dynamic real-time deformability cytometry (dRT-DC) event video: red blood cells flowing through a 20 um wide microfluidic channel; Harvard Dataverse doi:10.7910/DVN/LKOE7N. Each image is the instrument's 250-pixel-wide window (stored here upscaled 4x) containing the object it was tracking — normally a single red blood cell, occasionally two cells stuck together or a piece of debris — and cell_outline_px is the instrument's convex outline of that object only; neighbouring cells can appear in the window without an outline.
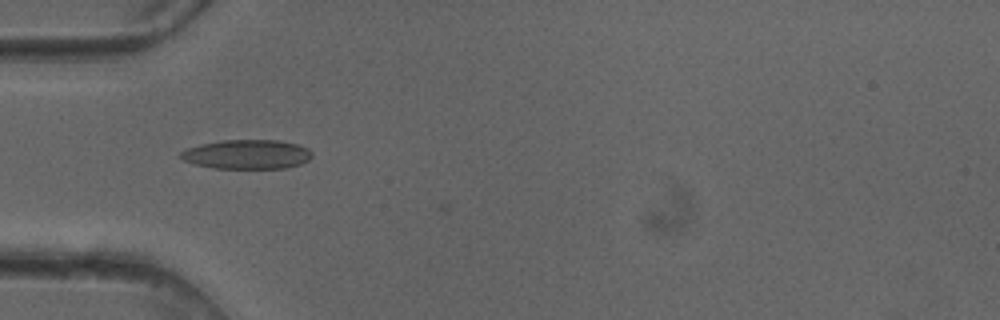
{"species": "common noctule bat (a hibernating species)", "species_latin": "Nyctalus noctula", "temperature_condition": "cold", "stored_images_in_passage": 35, "camera_frame_rate_fps": 3000, "um_per_image_px": 0.085, "animal": {"sex": "female"}, "frame": {"image": 1, "passage_image": 1, "time_ms": 0.0, "image_size_px": [1000, 320], "cell_outline_px": [[312, 156], [308, 160], [300, 164], [288, 168], [212, 168], [196, 164], [184, 160], [180, 156], [180, 152], [184, 148], [200, 144], [220, 140], [280, 140], [300, 144], [308, 148], [312, 152]], "centroid_in_image_um": [21.01, 13.11], "position_along_channel_um": 64.0, "area_um2": 22.66}}
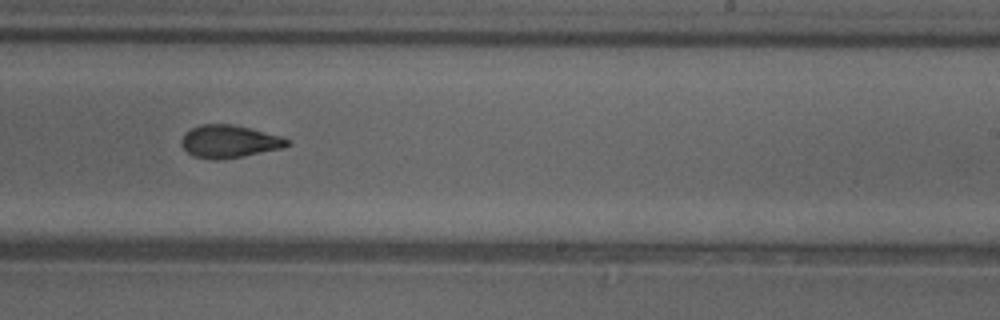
{"frame": {"image": 2, "passage_image": 16, "time_ms": 5.0, "image_size_px": [1000, 320], "cell_outline_px": [[292, 144], [284, 148], [244, 156], [216, 160], [212, 160], [192, 156], [180, 144], [180, 140], [184, 132], [200, 124], [232, 124], [284, 136], [292, 140]], "centroid_in_image_um": [19.52, 12.02], "position_along_channel_um": 269.5, "area_um2": 20.58}}
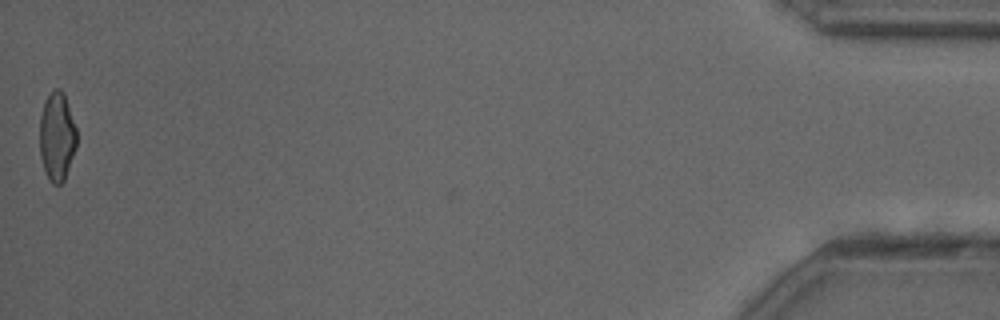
{"frame": {"image": 3, "passage_image": 35, "time_ms": 11.333, "image_size_px": [1000, 320], "cell_outline_px": [[76, 148], [64, 180], [60, 184], [52, 184], [48, 180], [44, 172], [40, 156], [40, 116], [44, 100], [56, 88], [60, 88], [64, 92], [76, 128]], "centroid_in_image_um": [4.83, 11.62], "position_along_channel_um": 430.4, "area_um2": 19.25}, "authors_computed_cell_mechanics": {"area_um2": 20.23, "velocity_mm_per_s": 4.1118, "shape_relaxation_time_tau1_ms": 5.5067, "shape_relaxation_time_tau2_ms": 2.1725, "deformation_change_tau1": 0.1653, "deformation_change_tau2": 0.082}}